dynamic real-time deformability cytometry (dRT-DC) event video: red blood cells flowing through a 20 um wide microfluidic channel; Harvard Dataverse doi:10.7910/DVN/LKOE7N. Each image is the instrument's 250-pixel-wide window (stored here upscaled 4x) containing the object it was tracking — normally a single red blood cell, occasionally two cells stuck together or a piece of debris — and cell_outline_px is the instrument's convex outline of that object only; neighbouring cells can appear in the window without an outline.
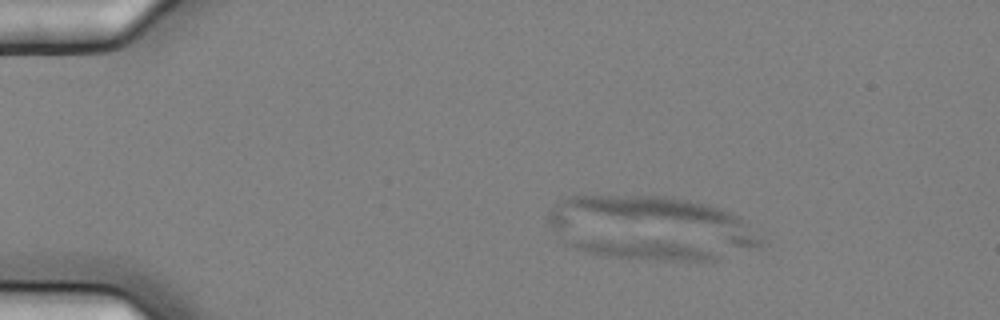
{"species": "common noctule bat (a hibernating species)", "species_latin": "Nyctalus noctula", "temperature_condition": "cold", "stored_images_in_passage": 2, "camera_frame_rate_fps": 3000, "um_per_image_px": 0.085, "animal": {"sex": "female", "body_mass_g": 25.1}, "frame": {"image": 1, "passage_image": 1, "time_ms": 0.0, "image_size_px": [1000, 320], "cell_outline_px": [[720, 260], [660, 260], [608, 256], [576, 248], [564, 244], [564, 240], [660, 240], [684, 244], [720, 252]], "centroid_in_image_um": [54.86, 21.22], "position_along_channel_um": 30.1, "area_um2": 16.3}}